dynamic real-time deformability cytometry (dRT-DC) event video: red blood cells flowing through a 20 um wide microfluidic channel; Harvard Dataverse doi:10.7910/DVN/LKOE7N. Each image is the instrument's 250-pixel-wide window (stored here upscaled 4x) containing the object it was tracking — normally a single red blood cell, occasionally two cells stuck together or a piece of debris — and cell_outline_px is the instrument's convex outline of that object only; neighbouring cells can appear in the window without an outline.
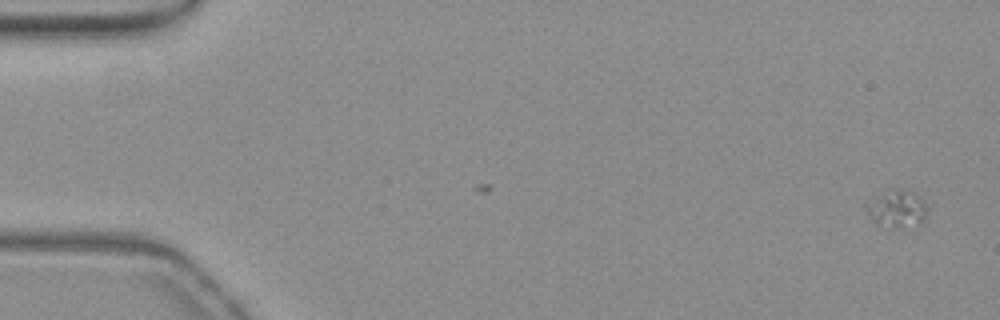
{"species": "common noctule bat (a hibernating species)", "species_latin": "Nyctalus noctula", "temperature_condition": "warm", "stored_images_in_passage": 6, "camera_frame_rate_fps": 3000, "um_per_image_px": 0.085, "animal": {"sex": "female", "body_mass_g": 19.3, "forearm_length_mm": 54.1}, "frame": {"image": 1, "passage_image": 6, "time_ms": 1.667, "image_size_px": [1000, 320], "cell_outline_px": [[928, 212], [920, 220], [900, 228], [892, 228], [880, 224], [864, 208], [864, 200], [868, 196], [892, 184], [908, 188], [916, 192], [924, 200], [928, 208]], "centroid_in_image_um": [76.16, 17.55], "position_along_channel_um": 8.8, "area_um2": 14.22}}